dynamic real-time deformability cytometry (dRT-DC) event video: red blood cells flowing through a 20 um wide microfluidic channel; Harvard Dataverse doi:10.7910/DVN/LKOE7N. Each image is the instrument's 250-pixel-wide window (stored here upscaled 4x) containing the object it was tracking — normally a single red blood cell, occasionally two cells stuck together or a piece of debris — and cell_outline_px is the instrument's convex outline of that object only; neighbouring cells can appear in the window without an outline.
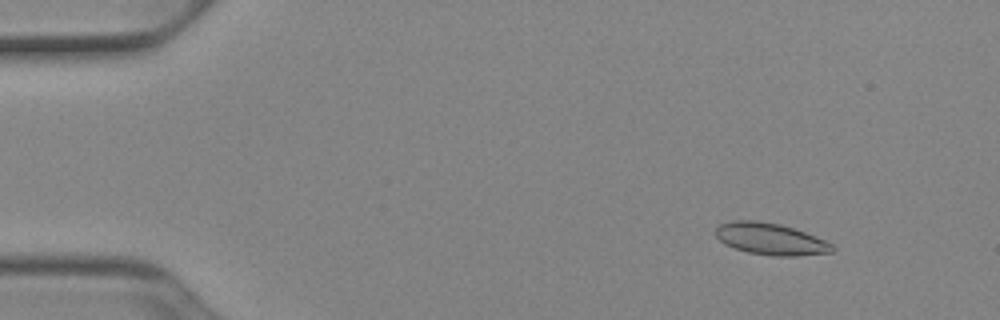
{"species": "Egyptian fruit bat (a non-hibernating species)", "species_latin": "Rousettus aegyptiacus", "temperature_condition": "cold", "stored_images_in_passage": 52, "camera_frame_rate_fps": 3000, "um_per_image_px": 0.085, "animal": {"sex": "female"}, "frame": {"image": 1, "passage_image": 5, "time_ms": 1.333, "image_size_px": [1000, 320], "cell_outline_px": [[836, 248], [832, 252], [796, 256], [772, 256], [748, 252], [724, 244], [716, 236], [716, 228], [720, 224], [732, 220], [756, 220], [780, 224], [804, 232], [824, 240], [832, 244]], "centroid_in_image_um": [65.48, 20.31], "position_along_channel_um": 19.5, "area_um2": 21.44}}
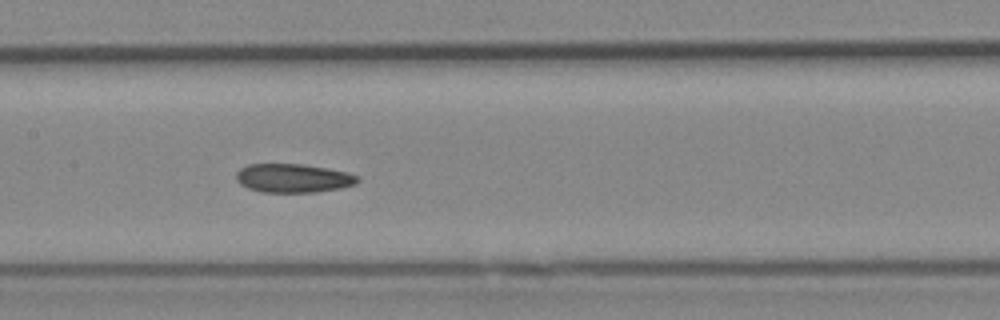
{"frame": {"image": 2, "passage_image": 25, "time_ms": 8.0, "image_size_px": [1000, 320], "cell_outline_px": [[360, 180], [356, 184], [340, 188], [316, 192], [260, 192], [248, 188], [240, 184], [236, 180], [236, 172], [240, 168], [248, 164], [304, 164], [328, 168], [348, 172], [360, 176]], "centroid_in_image_um": [24.94, 15.14], "position_along_channel_um": 182.5, "area_um2": 20.58}}
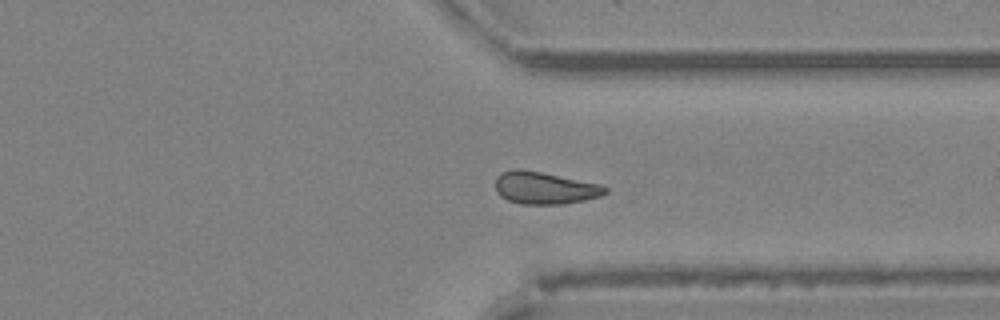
{"frame": {"image": 3, "passage_image": 39, "time_ms": 12.667, "image_size_px": [1000, 320], "cell_outline_px": [[608, 192], [600, 196], [584, 200], [560, 204], [520, 204], [508, 200], [500, 196], [496, 192], [496, 176], [500, 172], [516, 168], [540, 172], [600, 184], [608, 188]], "centroid_in_image_um": [46.26, 15.97], "position_along_channel_um": 365.1, "area_um2": 20.58}, "authors_computed_cell_mechanics": {"area_um2": 20.5768, "velocity_mm_per_s": 3.901, "shape_relaxation_time_tau1_ms": null, "shape_relaxation_time_tau2_ms": 8.9949, "deformation_change_tau1": null, "deformation_change_tau2": 0.1285}}